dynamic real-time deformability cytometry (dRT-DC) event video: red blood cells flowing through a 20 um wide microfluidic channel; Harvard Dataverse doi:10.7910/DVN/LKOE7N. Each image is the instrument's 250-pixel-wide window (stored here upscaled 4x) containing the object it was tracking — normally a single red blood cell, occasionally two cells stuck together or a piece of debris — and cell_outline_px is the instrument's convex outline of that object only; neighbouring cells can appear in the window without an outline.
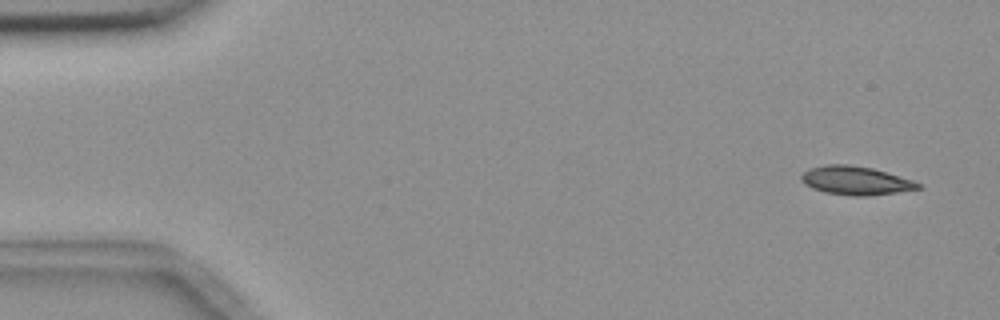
{"species": "common noctule bat (a hibernating species)", "species_latin": "Nyctalus noctula", "temperature_condition": "room temperature", "stored_images_in_passage": 9, "camera_frame_rate_fps": 3000, "um_per_image_px": 0.085, "animal": {"sex": "female", "body_mass_g": 18.4}, "frame": {"image": 1, "passage_image": 1, "time_ms": 0.0, "image_size_px": [1000, 320], "cell_outline_px": [[924, 188], [868, 196], [852, 196], [824, 192], [812, 188], [804, 184], [800, 180], [800, 176], [808, 168], [824, 164], [848, 164], [872, 168], [912, 180], [924, 184]], "centroid_in_image_um": [72.72, 15.35], "position_along_channel_um": 12.3, "area_um2": 19.65}}
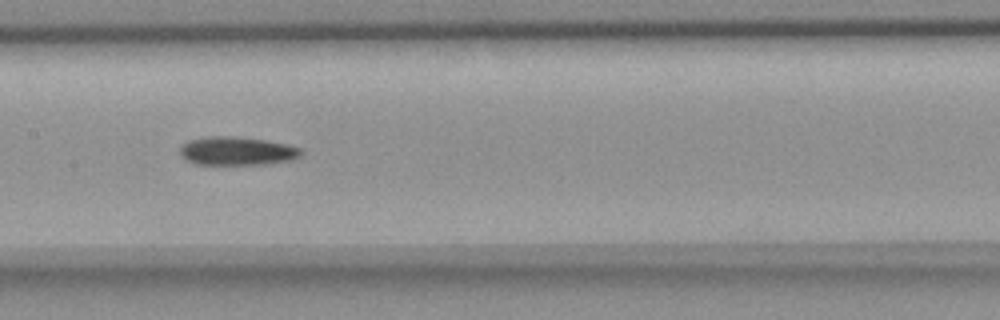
{"frame": {"image": 2, "passage_image": 8, "time_ms": 8.0, "image_size_px": [1000, 320], "cell_outline_px": [[304, 152], [300, 156], [292, 160], [264, 164], [196, 164], [180, 156], [180, 144], [188, 140], [204, 136], [236, 136], [264, 140], [284, 144], [300, 148]], "centroid_in_image_um": [20.1, 12.82], "position_along_channel_um": 187.3, "area_um2": 20.17}}
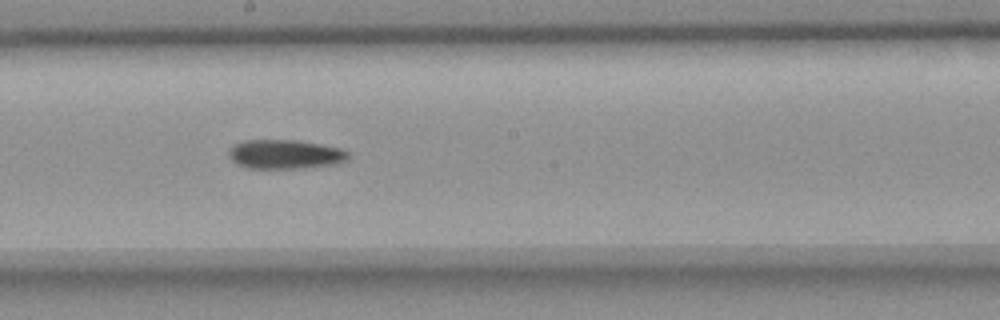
{"frame": {"image": 3, "passage_image": 9, "time_ms": 9.0, "image_size_px": [1000, 320], "cell_outline_px": [[348, 160], [340, 164], [304, 168], [248, 168], [236, 164], [228, 156], [228, 152], [232, 144], [244, 140], [296, 140], [320, 144], [340, 148], [348, 152]], "centroid_in_image_um": [24.23, 13.12], "position_along_channel_um": 224.0, "area_um2": 20.58}}